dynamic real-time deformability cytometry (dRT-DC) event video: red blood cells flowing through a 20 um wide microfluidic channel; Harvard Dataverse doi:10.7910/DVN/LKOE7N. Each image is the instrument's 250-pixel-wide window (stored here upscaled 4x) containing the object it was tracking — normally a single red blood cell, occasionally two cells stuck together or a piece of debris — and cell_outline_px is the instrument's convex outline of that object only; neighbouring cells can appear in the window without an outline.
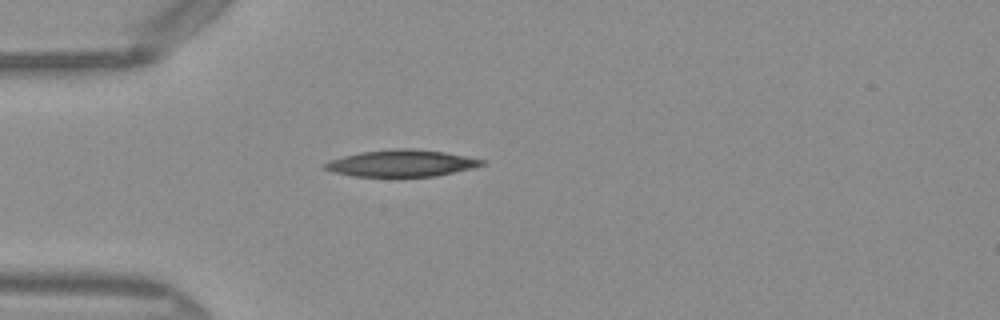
{"species": "Egyptian fruit bat (a non-hibernating species)", "species_latin": "Rousettus aegyptiacus", "temperature_condition": "warm", "stored_images_in_passage": 30, "camera_frame_rate_fps": 3000, "um_per_image_px": 0.085, "frame": {"image": 1, "passage_image": 1, "time_ms": 0.0, "image_size_px": [1000, 320], "cell_outline_px": [[488, 164], [472, 168], [436, 176], [356, 176], [332, 172], [320, 168], [324, 164], [332, 160], [344, 156], [360, 152], [400, 148], [404, 148], [444, 152], [484, 160]], "centroid_in_image_um": [34.12, 13.88], "position_along_channel_um": 50.9, "area_um2": 24.16}}
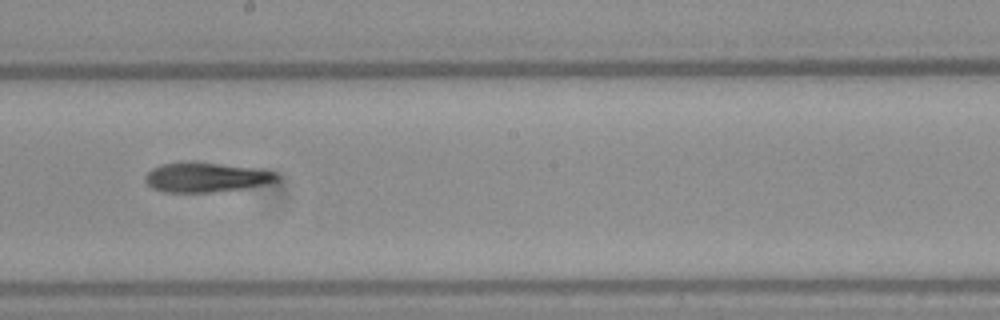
{"frame": {"image": 2, "passage_image": 15, "time_ms": 4.667, "image_size_px": [1000, 320], "cell_outline_px": [[280, 180], [244, 188], [208, 192], [164, 192], [152, 188], [144, 180], [144, 176], [152, 168], [160, 164], [184, 160], [196, 160], [276, 172], [280, 176]], "centroid_in_image_um": [17.44, 15.04], "position_along_channel_um": 230.8, "area_um2": 22.95}}
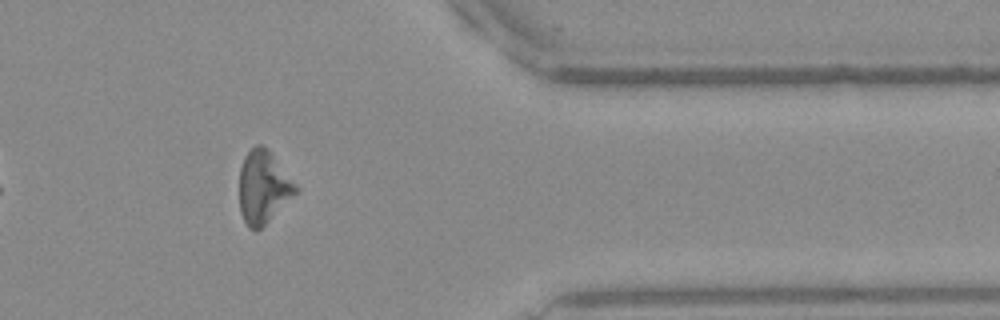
{"frame": {"image": 3, "passage_image": 28, "time_ms": 9.0, "image_size_px": [1000, 320], "cell_outline_px": [[300, 188], [260, 228], [248, 228], [240, 212], [240, 168], [244, 156], [256, 144], [260, 144], [268, 148]], "centroid_in_image_um": [22.37, 15.85], "position_along_channel_um": 389.0, "area_um2": 23.47}, "authors_computed_cell_mechanics": {"area_um2": 23.0333, "velocity_mm_per_s": 4.0824, "shape_relaxation_time_tau1_ms": 7.5399, "shape_relaxation_time_tau2_ms": null, "deformation_change_tau1": 0.191, "deformation_change_tau2": null}}